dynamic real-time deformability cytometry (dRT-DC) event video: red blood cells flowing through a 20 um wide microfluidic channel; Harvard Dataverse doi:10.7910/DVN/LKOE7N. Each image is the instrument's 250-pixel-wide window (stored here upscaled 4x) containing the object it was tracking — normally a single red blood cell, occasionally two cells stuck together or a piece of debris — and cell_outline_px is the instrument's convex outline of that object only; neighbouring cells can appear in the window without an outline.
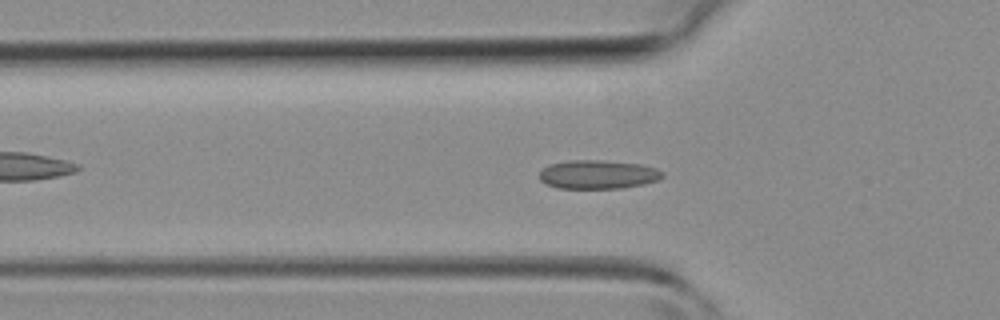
{"species": "common noctule bat (a hibernating species)", "species_latin": "Nyctalus noctula", "temperature_condition": "room temperature", "stored_images_in_passage": 45, "camera_frame_rate_fps": 3000, "um_per_image_px": 0.085, "animal": {"sex": "female", "body_mass_g": 19.3, "forearm_length_mm": 54.1}, "frame": {"image": 1, "passage_image": 14, "time_ms": 4.333, "image_size_px": [1000, 320], "cell_outline_px": [[664, 176], [656, 180], [644, 184], [620, 188], [556, 188], [540, 180], [540, 172], [548, 164], [568, 160], [600, 160], [640, 164], [656, 168], [664, 172]], "centroid_in_image_um": [50.82, 14.82], "position_along_channel_um": 75.0, "area_um2": 20.58}}
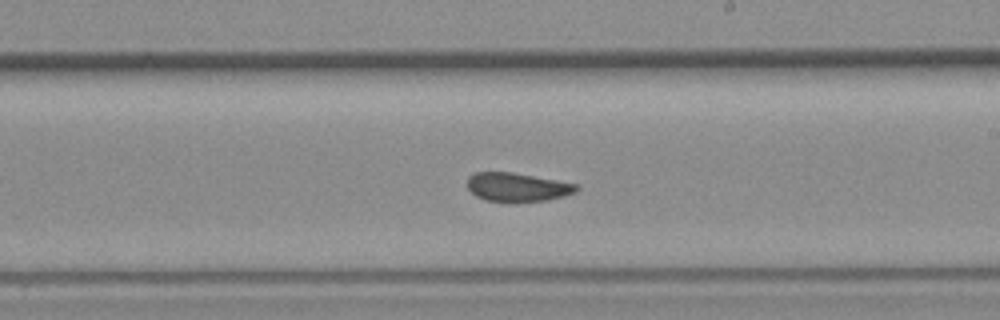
{"frame": {"image": 2, "passage_image": 25, "time_ms": 8.0, "image_size_px": [1000, 320], "cell_outline_px": [[580, 188], [576, 192], [564, 196], [548, 200], [484, 200], [476, 196], [468, 188], [468, 176], [476, 172], [512, 172], [580, 184]], "centroid_in_image_um": [44.02, 15.88], "position_along_channel_um": 245.0, "area_um2": 17.98}}
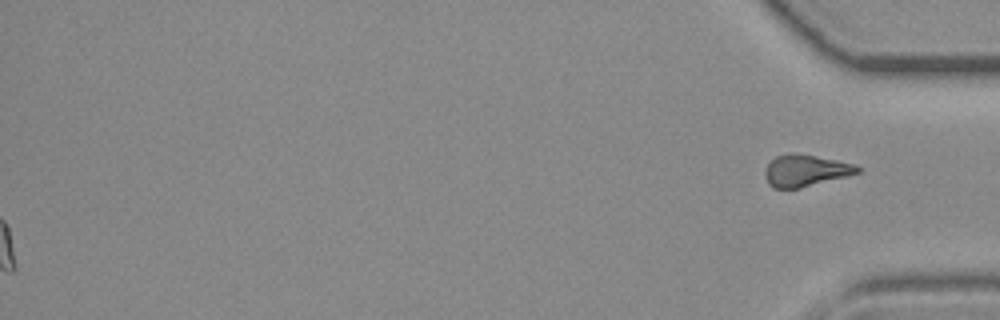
{"frame": {"image": 3, "passage_image": 45, "time_ms": 14.667, "image_size_px": [1000, 320], "cell_outline_px": [[860, 172], [800, 188], [772, 188], [768, 184], [764, 172], [768, 164], [776, 156], [792, 152], [816, 156], [856, 164], [860, 168]], "centroid_in_image_um": [68.45, 14.49], "position_along_channel_um": 366.8, "area_um2": 16.94}}